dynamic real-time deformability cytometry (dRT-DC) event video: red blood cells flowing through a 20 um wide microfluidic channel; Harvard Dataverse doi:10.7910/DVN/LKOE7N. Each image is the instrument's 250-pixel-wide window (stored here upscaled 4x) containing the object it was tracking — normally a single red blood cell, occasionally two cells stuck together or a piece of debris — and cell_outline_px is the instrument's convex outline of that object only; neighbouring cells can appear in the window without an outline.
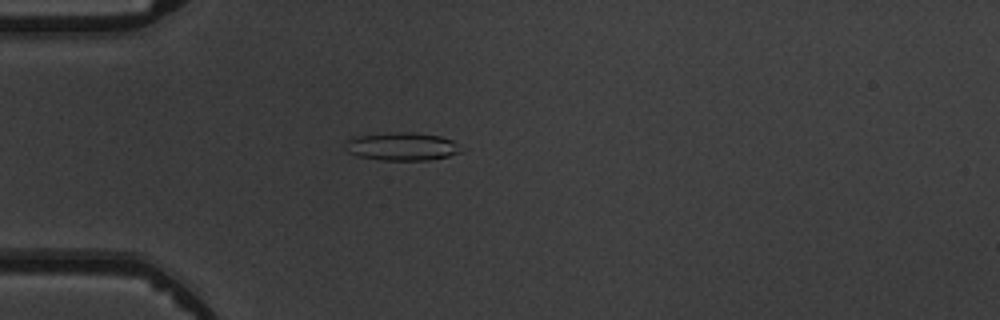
{"species": "common noctule bat (a hibernating species)", "species_latin": "Nyctalus noctula", "temperature_condition": "warm", "stored_images_in_passage": 4, "camera_frame_rate_fps": 3000, "um_per_image_px": 0.085, "animal": {"sex": "male", "body_mass_g": 19.5, "forearm_length_mm": 54.6}, "frame": {"image": 1, "passage_image": 4, "time_ms": 3.333, "image_size_px": [1000, 320], "cell_outline_px": [[460, 152], [448, 156], [428, 160], [380, 160], [360, 156], [348, 152], [344, 148], [348, 140], [360, 136], [392, 132], [412, 132], [440, 136], [452, 140], [456, 144]], "centroid_in_image_um": [34.15, 12.45], "position_along_channel_um": 50.8, "area_um2": 18.55}}